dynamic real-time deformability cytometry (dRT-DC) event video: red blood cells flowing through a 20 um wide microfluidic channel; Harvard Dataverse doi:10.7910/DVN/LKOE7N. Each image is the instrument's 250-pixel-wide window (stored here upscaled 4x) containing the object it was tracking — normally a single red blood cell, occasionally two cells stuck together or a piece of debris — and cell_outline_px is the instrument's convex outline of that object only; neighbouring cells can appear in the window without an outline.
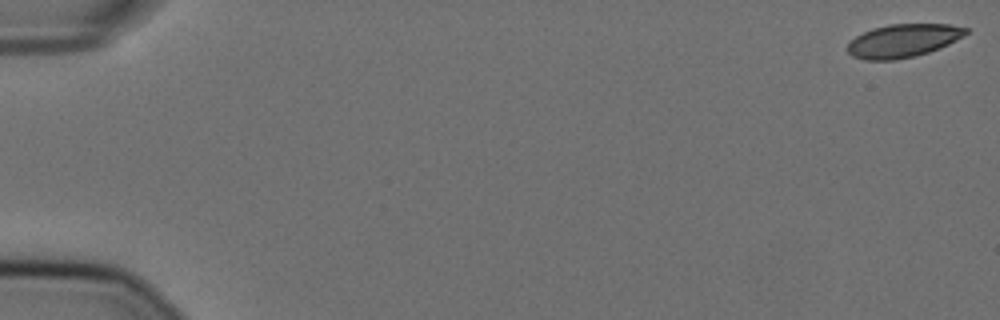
{"species": "Egyptian fruit bat (a non-hibernating species)", "species_latin": "Rousettus aegyptiacus", "temperature_condition": "cold", "stored_images_in_passage": 11, "camera_frame_rate_fps": 3000, "um_per_image_px": 0.085, "animal": {"sex": "female"}, "frame": {"image": 1, "passage_image": 1, "time_ms": 0.0, "image_size_px": [1000, 320], "cell_outline_px": [[968, 32], [964, 36], [940, 48], [916, 56], [896, 60], [864, 60], [852, 56], [844, 48], [856, 36], [872, 28], [888, 24], [948, 24], [968, 28]], "centroid_in_image_um": [76.74, 3.46], "position_along_channel_um": 8.3, "area_um2": 23.06}}